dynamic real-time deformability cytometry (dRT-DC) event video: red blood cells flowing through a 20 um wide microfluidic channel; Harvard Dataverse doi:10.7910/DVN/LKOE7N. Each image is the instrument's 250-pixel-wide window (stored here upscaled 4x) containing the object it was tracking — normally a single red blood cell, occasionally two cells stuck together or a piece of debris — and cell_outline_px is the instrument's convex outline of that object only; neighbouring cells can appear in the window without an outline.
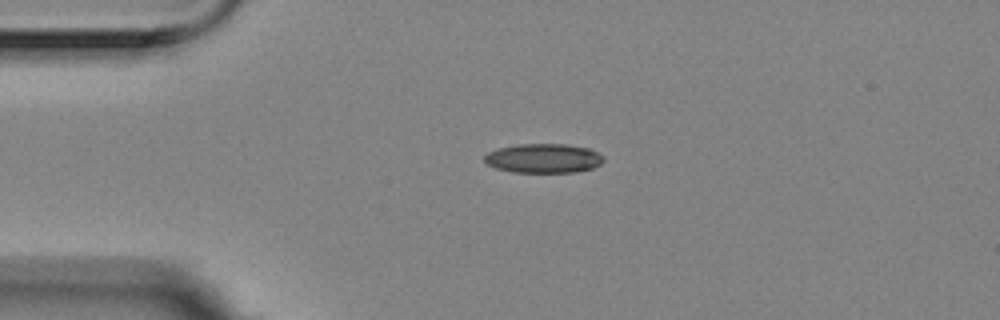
{"species": "Egyptian fruit bat (a non-hibernating species)", "species_latin": "Rousettus aegyptiacus", "temperature_condition": "room temperature", "stored_images_in_passage": 5, "segment_of_instrument_passage": [1, 2], "camera_frame_rate_fps": 3000, "um_per_image_px": 0.085, "animal": {"sex": "female"}, "frame": {"image": 1, "passage_image": 3, "time_ms": 0.667, "image_size_px": [1000, 320], "cell_outline_px": [[604, 160], [600, 164], [592, 168], [576, 172], [512, 172], [496, 168], [488, 164], [484, 160], [484, 156], [488, 152], [500, 148], [520, 144], [568, 144], [588, 148], [604, 156]], "centroid_in_image_um": [46.21, 13.45], "position_along_channel_um": 38.8, "area_um2": 20.23}}